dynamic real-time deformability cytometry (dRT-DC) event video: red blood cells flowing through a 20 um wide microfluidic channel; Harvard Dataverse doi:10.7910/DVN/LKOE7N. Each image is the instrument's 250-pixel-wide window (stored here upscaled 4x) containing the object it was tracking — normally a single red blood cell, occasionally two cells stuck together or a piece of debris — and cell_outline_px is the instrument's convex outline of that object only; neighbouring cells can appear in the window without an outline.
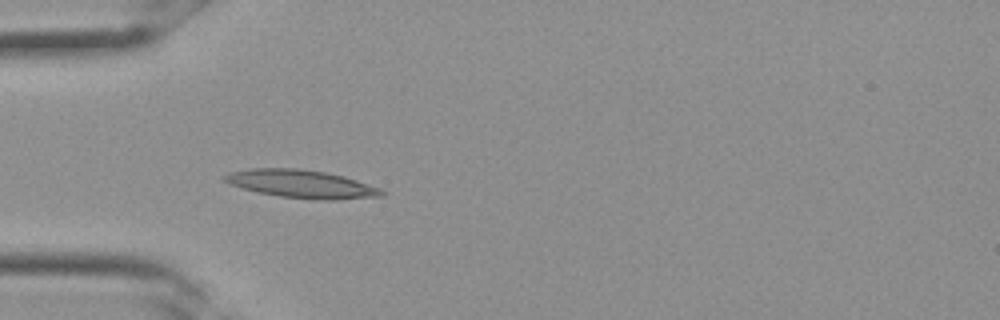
{"species": "Egyptian fruit bat (a non-hibernating species)", "species_latin": "Rousettus aegyptiacus", "temperature_condition": "room temperature", "stored_images_in_passage": 26, "camera_frame_rate_fps": 3000, "um_per_image_px": 0.085, "frame": {"image": 1, "passage_image": 3, "time_ms": 0.667, "image_size_px": [1000, 320], "cell_outline_px": [[388, 192], [384, 196], [336, 200], [320, 200], [280, 196], [256, 192], [232, 184], [224, 180], [220, 176], [228, 172], [252, 168], [300, 168], [324, 172], [344, 176], [380, 188]], "centroid_in_image_um": [25.65, 15.63], "position_along_channel_um": 59.3, "area_um2": 25.78}}
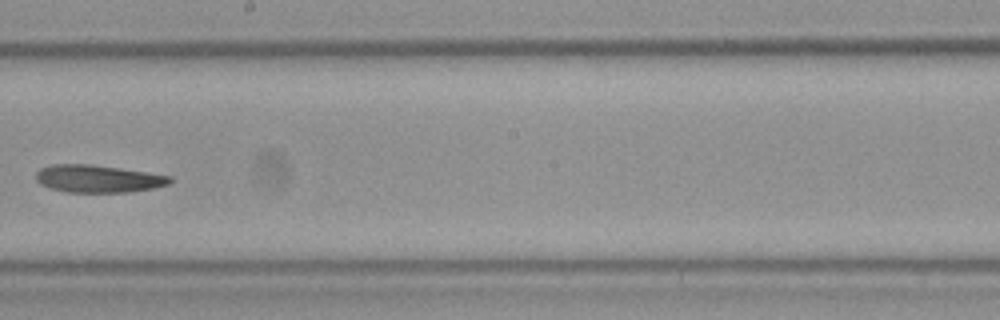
{"frame": {"image": 2, "passage_image": 12, "time_ms": 3.667, "image_size_px": [1000, 320], "cell_outline_px": [[172, 180], [168, 184], [152, 188], [128, 192], [68, 192], [52, 188], [40, 184], [36, 180], [36, 172], [40, 168], [52, 164], [92, 164], [148, 172], [172, 176]], "centroid_in_image_um": [8.33, 15.18], "position_along_channel_um": 239.9, "area_um2": 21.44}}
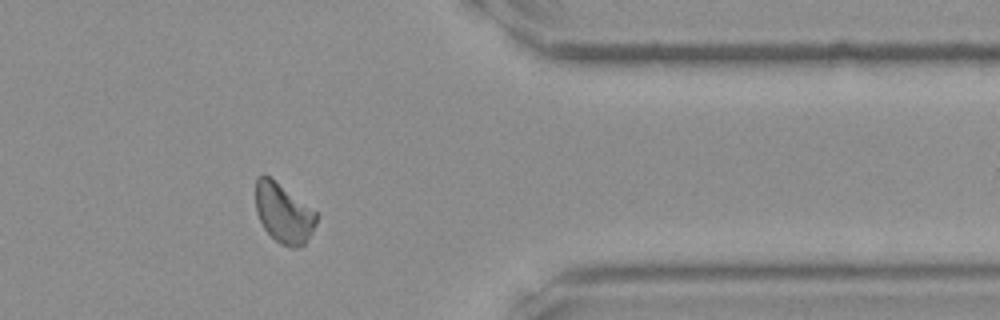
{"frame": {"image": 3, "passage_image": 20, "time_ms": 6.333, "image_size_px": [1000, 320], "cell_outline_px": [[316, 224], [312, 232], [304, 244], [296, 248], [292, 248], [280, 244], [264, 228], [256, 212], [256, 176], [264, 172], [316, 212]], "centroid_in_image_um": [24.07, 18.11], "position_along_channel_um": 387.3, "area_um2": 20.87}}